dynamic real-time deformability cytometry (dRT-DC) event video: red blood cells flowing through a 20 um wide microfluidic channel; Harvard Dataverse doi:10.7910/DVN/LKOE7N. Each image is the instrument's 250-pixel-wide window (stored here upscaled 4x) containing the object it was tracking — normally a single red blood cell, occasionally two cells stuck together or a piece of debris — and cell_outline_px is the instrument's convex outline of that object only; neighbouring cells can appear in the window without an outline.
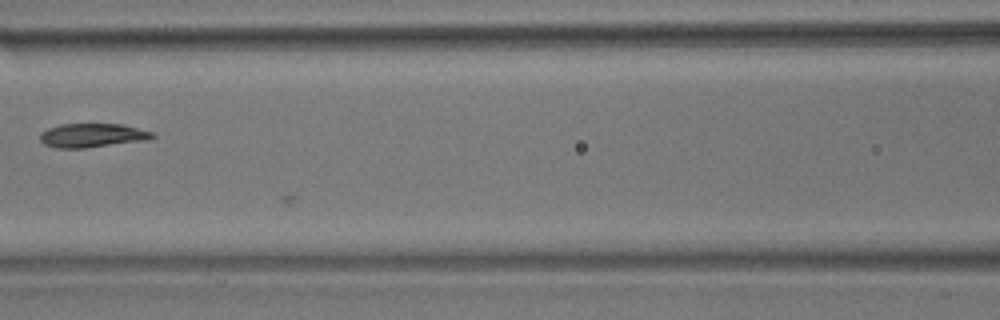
{"species": "common noctule bat (a hibernating species)", "species_latin": "Nyctalus noctula", "temperature_condition": "room temperature", "stored_images_in_passage": 13, "camera_frame_rate_fps": 3000, "um_per_image_px": 0.085, "animal": {"sex": "male", "body_mass_g": 17.9}, "frame": {"image": 1, "passage_image": 12, "time_ms": 3.667, "image_size_px": [1000, 320], "cell_outline_px": [[156, 136], [148, 140], [84, 148], [56, 148], [44, 144], [40, 140], [40, 132], [48, 128], [60, 124], [120, 124], [152, 132]], "centroid_in_image_um": [7.81, 11.51], "position_along_channel_um": 158.8, "area_um2": 15.61}}